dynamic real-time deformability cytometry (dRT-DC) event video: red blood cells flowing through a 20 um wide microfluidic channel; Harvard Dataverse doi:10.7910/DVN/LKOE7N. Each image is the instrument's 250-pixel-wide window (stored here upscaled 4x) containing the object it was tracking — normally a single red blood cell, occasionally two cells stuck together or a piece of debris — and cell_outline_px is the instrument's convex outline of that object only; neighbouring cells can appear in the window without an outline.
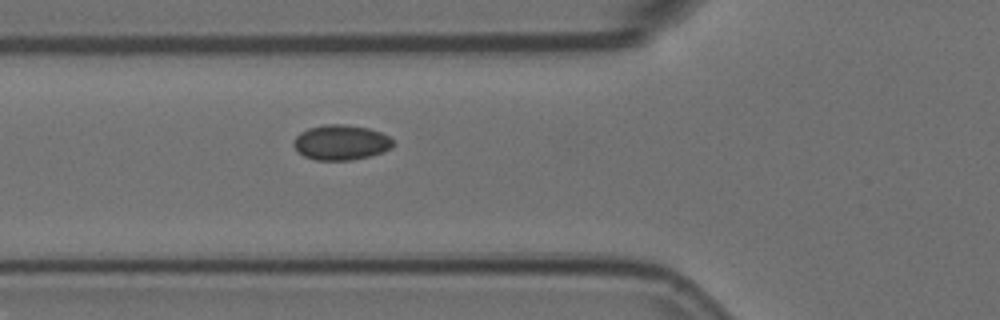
{"species": "Egyptian fruit bat (a non-hibernating species)", "species_latin": "Rousettus aegyptiacus", "temperature_condition": "room temperature", "stored_images_in_passage": 6, "camera_frame_rate_fps": 3000, "um_per_image_px": 0.085, "animal": {"sex": "female"}, "frame": {"image": 1, "passage_image": 6, "time_ms": 1.667, "image_size_px": [1000, 320], "cell_outline_px": [[396, 144], [392, 148], [368, 156], [348, 160], [316, 160], [304, 156], [292, 144], [296, 136], [300, 132], [308, 128], [324, 124], [344, 124], [368, 128], [380, 132], [388, 136]], "centroid_in_image_um": [28.98, 12.09], "position_along_channel_um": 96.8, "area_um2": 20.23}}